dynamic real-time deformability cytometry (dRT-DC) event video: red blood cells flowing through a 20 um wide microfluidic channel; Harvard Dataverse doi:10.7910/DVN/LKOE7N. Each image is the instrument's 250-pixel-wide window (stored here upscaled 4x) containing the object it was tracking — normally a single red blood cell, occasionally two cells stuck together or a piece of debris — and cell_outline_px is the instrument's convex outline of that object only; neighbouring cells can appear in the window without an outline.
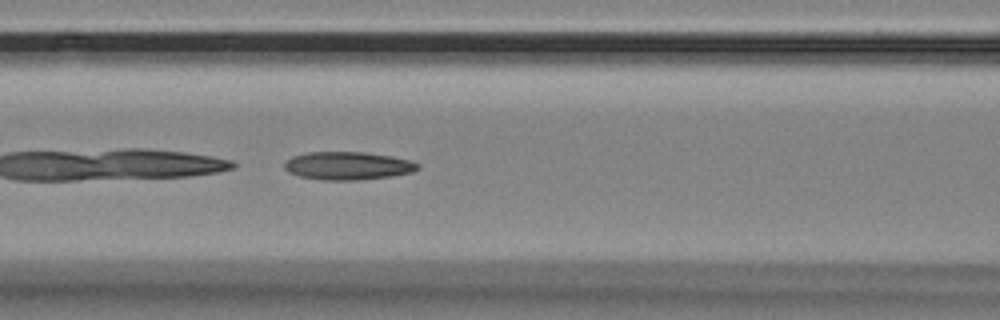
{"species": "Egyptian fruit bat (a non-hibernating species)", "species_latin": "Rousettus aegyptiacus", "temperature_condition": "room temperature", "stored_images_in_passage": 38, "camera_frame_rate_fps": 3000, "um_per_image_px": 0.085, "animal": {"sex": "female"}, "frame": {"image": 1, "passage_image": 8, "time_ms": 2.333, "image_size_px": [1000, 320], "cell_outline_px": [[420, 168], [412, 172], [392, 176], [360, 180], [320, 180], [300, 176], [288, 172], [284, 168], [284, 164], [292, 156], [308, 152], [364, 152], [392, 156], [412, 160], [420, 164]], "centroid_in_image_um": [29.6, 14.09], "position_along_channel_um": 137.0, "area_um2": 21.96}}
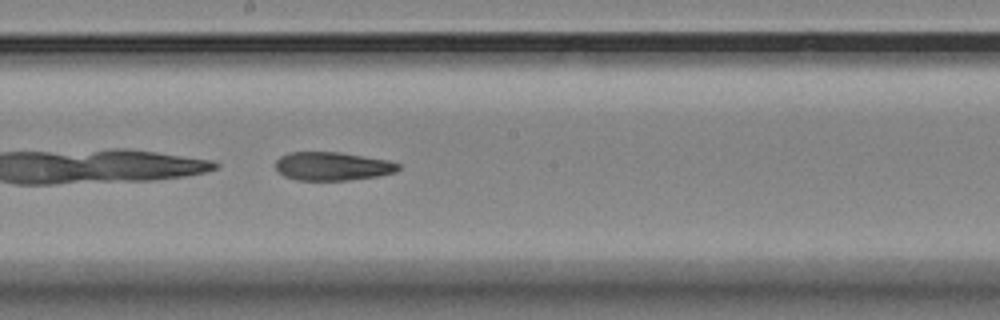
{"frame": {"image": 2, "passage_image": 15, "time_ms": 4.667, "image_size_px": [1000, 320], "cell_outline_px": [[400, 168], [396, 172], [380, 176], [348, 180], [296, 180], [284, 176], [276, 168], [276, 160], [280, 156], [288, 152], [340, 152], [388, 160], [400, 164]], "centroid_in_image_um": [28.27, 14.13], "position_along_channel_um": 219.9, "area_um2": 20.46}}
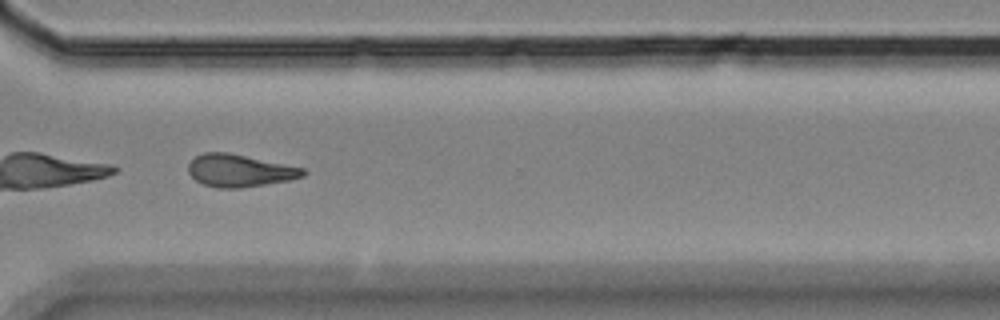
{"frame": {"image": 3, "passage_image": 26, "time_ms": 8.333, "image_size_px": [1000, 320], "cell_outline_px": [[308, 172], [304, 176], [288, 180], [240, 188], [216, 188], [204, 184], [196, 180], [188, 172], [188, 164], [196, 156], [204, 152], [228, 152], [304, 168]], "centroid_in_image_um": [20.36, 14.5], "position_along_channel_um": 350.2, "area_um2": 21.56}, "authors_computed_cell_mechanics": {"area_um2": 21.7617, "velocity_mm_per_s": 3.5605, "shape_relaxation_time_tau1_ms": null, "shape_relaxation_time_tau2_ms": 7.5162, "deformation_change_tau1": null, "deformation_change_tau2": 0.177}}